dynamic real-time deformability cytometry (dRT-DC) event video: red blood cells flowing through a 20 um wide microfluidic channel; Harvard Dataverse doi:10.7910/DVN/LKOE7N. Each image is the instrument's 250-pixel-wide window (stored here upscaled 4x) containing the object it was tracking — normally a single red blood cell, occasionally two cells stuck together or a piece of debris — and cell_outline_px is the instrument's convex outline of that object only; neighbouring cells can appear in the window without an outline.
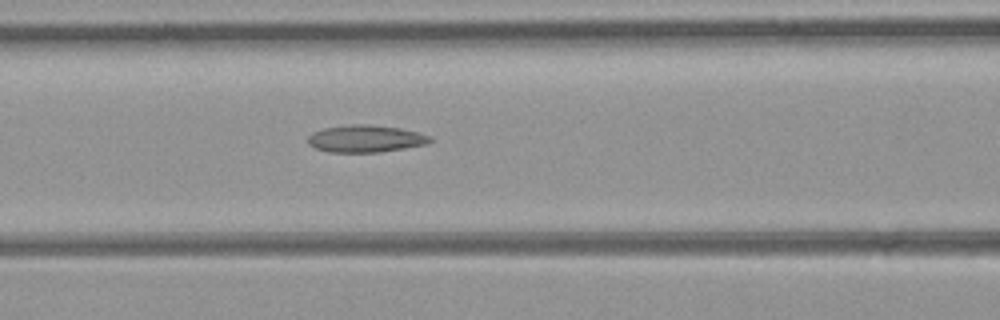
{"species": "common noctule bat (a hibernating species)", "species_latin": "Nyctalus noctula", "temperature_condition": "room temperature", "stored_images_in_passage": 5, "camera_frame_rate_fps": 3000, "um_per_image_px": 0.085, "animal": {"sex": "female", "body_mass_g": 21.9}, "frame": {"image": 1, "passage_image": 4, "time_ms": 1.0, "image_size_px": [1000, 320], "cell_outline_px": [[432, 140], [428, 144], [380, 152], [328, 152], [316, 148], [308, 144], [308, 136], [312, 132], [324, 128], [352, 124], [368, 124], [400, 128], [432, 136]], "centroid_in_image_um": [31.07, 11.79], "position_along_channel_um": 135.5, "area_um2": 19.36}}